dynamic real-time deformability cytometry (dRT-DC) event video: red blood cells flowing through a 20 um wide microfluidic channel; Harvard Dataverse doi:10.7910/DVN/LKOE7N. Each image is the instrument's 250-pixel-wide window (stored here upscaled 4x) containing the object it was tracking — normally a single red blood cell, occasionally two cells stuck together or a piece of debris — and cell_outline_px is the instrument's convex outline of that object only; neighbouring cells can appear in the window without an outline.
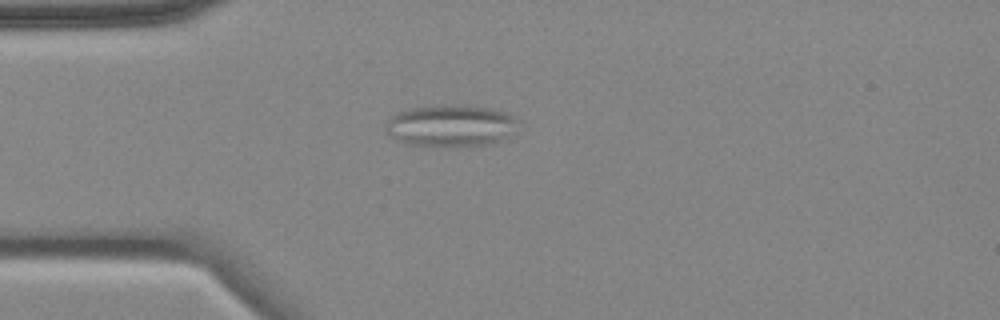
{"species": "common noctule bat (a hibernating species)", "species_latin": "Nyctalus noctula", "temperature_condition": "cold", "stored_images_in_passage": 8, "camera_frame_rate_fps": 3000, "um_per_image_px": 0.085, "animal": {"sex": "female", "body_mass_g": 18.4}, "frame": {"image": 1, "passage_image": 2, "time_ms": 1.333, "image_size_px": [1000, 320], "cell_outline_px": [[524, 124], [504, 140], [488, 144], [408, 144], [392, 136], [384, 128], [388, 120], [392, 116], [400, 112], [412, 108], [444, 104], [460, 104], [488, 108], [504, 112], [516, 116]], "centroid_in_image_um": [38.44, 10.63], "position_along_channel_um": 46.6, "area_um2": 31.91}}